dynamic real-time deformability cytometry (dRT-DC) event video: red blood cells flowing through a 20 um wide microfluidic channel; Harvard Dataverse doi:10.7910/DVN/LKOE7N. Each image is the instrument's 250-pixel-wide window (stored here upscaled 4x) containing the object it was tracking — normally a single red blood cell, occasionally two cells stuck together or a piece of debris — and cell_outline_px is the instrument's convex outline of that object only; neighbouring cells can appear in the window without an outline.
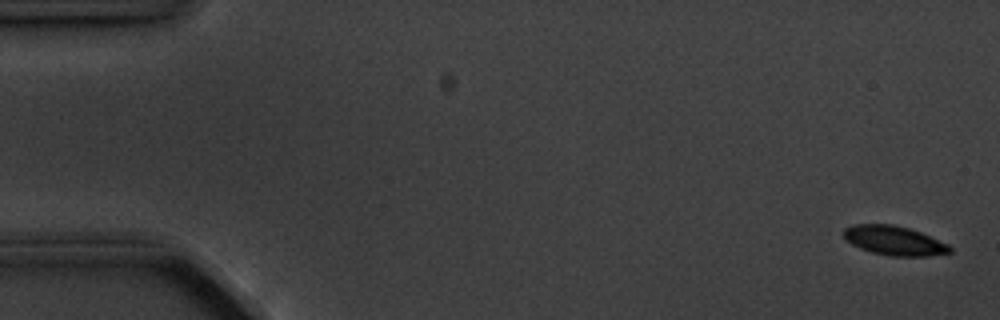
{"species": "common noctule bat (a hibernating species)", "species_latin": "Nyctalus noctula", "temperature_condition": "cold", "stored_images_in_passage": 6, "camera_frame_rate_fps": 3000, "um_per_image_px": 0.085, "animal": {"sex": "male", "body_mass_g": 20.1, "forearm_length_mm": 53.5}, "frame": {"image": 1, "passage_image": 1, "time_ms": 0.0, "image_size_px": [1000, 320], "cell_outline_px": [[952, 252], [928, 256], [892, 256], [872, 252], [860, 248], [852, 244], [840, 232], [844, 228], [852, 224], [892, 224], [908, 228], [920, 232], [948, 244], [952, 248]], "centroid_in_image_um": [75.99, 20.44], "position_along_channel_um": 9.0, "area_um2": 18.09}}